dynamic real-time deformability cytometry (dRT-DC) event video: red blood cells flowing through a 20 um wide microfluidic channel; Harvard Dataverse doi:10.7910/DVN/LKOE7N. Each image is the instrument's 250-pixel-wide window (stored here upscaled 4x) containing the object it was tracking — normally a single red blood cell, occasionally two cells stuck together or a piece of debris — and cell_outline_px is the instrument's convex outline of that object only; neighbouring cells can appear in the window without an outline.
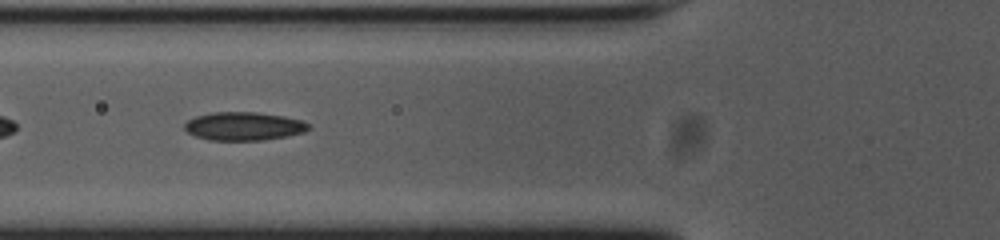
{"species": "common noctule bat (a hibernating species)", "species_latin": "Nyctalus noctula", "temperature_condition": "cold", "stored_images_in_passage": 42, "camera_frame_rate_fps": 3000, "um_per_image_px": 0.085, "animal": {"sex": "female", "body_mass_g": 23.0, "forearm_length_mm": 53.4}, "frame": {"image": 1, "passage_image": 8, "time_ms": 2.333, "image_size_px": [1000, 240], "cell_outline_px": [[312, 128], [304, 132], [288, 136], [264, 140], [208, 140], [196, 136], [188, 132], [184, 128], [184, 124], [188, 120], [196, 116], [212, 112], [256, 112], [284, 116], [304, 120]], "centroid_in_image_um": [20.75, 10.72], "position_along_channel_um": 105.0, "area_um2": 20.63}}
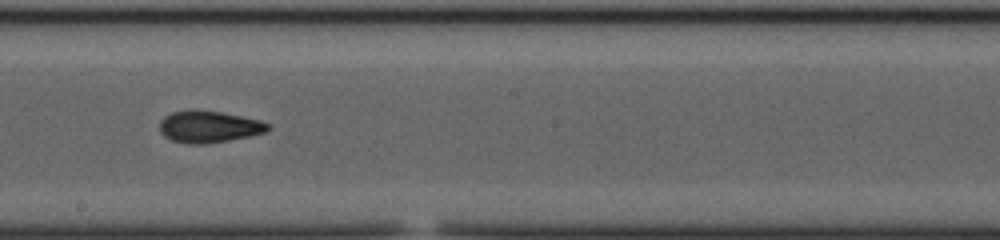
{"frame": {"image": 2, "passage_image": 18, "time_ms": 5.667, "image_size_px": [1000, 240], "cell_outline_px": [[272, 128], [264, 132], [252, 136], [204, 144], [188, 144], [172, 140], [164, 136], [160, 132], [160, 120], [164, 116], [172, 112], [188, 108], [196, 108], [220, 112], [260, 120], [272, 124]], "centroid_in_image_um": [17.75, 10.75], "position_along_channel_um": 230.4, "area_um2": 20.46}}
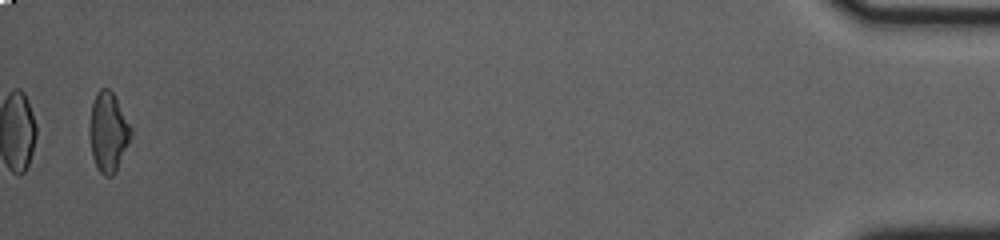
{"frame": {"image": 3, "passage_image": 41, "time_ms": 13.333, "image_size_px": [1000, 240], "cell_outline_px": [[132, 136], [116, 172], [112, 176], [104, 176], [100, 172], [92, 156], [88, 132], [88, 128], [92, 104], [96, 92], [100, 88], [108, 88], [112, 92], [132, 128]], "centroid_in_image_um": [9.19, 11.23], "position_along_channel_um": 426.0, "area_um2": 19.31}, "authors_computed_cell_mechanics": {"area_um2": 19.7098, "velocity_mm_per_s": 3.7587, "shape_relaxation_time_tau1_ms": 11.1293, "shape_relaxation_time_tau2_ms": 3.7731, "deformation_change_tau1": 0.2374, "deformation_change_tau2": 0.0891}}